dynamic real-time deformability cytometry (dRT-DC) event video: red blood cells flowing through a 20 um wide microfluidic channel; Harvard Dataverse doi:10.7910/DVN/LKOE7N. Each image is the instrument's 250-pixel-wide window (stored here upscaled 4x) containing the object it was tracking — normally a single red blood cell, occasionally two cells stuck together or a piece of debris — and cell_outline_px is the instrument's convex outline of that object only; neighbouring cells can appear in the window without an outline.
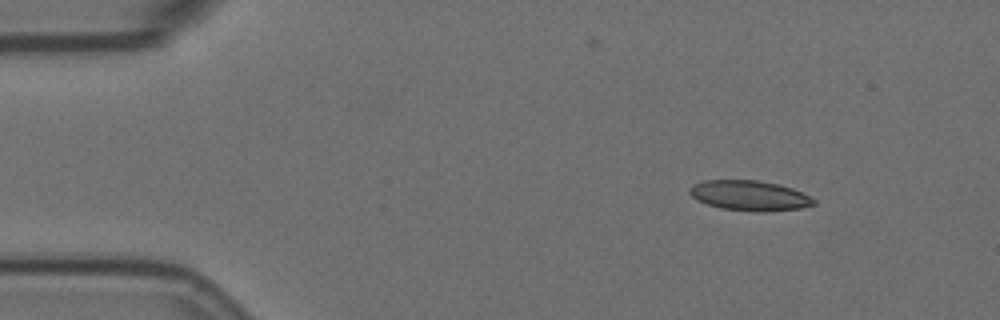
{"species": "Egyptian fruit bat (a non-hibernating species)", "species_latin": "Rousettus aegyptiacus", "temperature_condition": "room temperature", "stored_images_in_passage": 3, "camera_frame_rate_fps": 3000, "um_per_image_px": 0.085, "animal": {"sex": "female"}, "frame": {"image": 1, "passage_image": 1, "time_ms": 0.0, "image_size_px": [1000, 320], "cell_outline_px": [[816, 204], [800, 208], [764, 212], [756, 212], [720, 208], [696, 200], [688, 192], [688, 188], [692, 184], [704, 180], [756, 180], [780, 184], [792, 188], [816, 200]], "centroid_in_image_um": [63.68, 16.62], "position_along_channel_um": 21.3, "area_um2": 21.91}}